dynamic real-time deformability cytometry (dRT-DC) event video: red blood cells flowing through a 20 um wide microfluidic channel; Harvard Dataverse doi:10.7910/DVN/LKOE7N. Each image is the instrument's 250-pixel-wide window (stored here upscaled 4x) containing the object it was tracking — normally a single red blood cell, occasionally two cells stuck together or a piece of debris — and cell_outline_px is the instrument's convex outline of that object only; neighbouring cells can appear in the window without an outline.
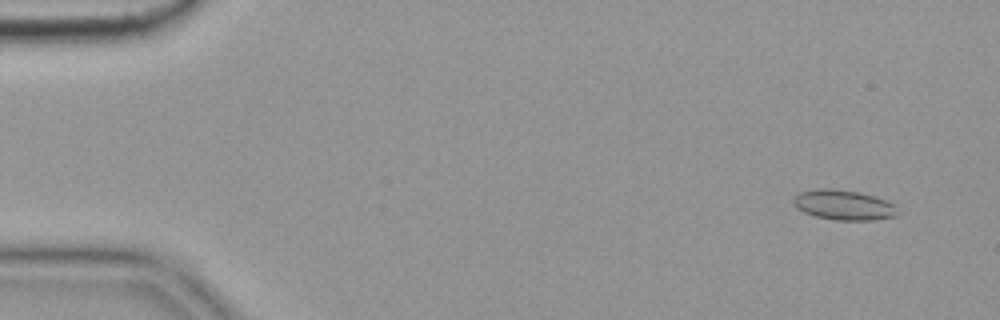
{"species": "common noctule bat (a hibernating species)", "species_latin": "Nyctalus noctula", "temperature_condition": "cold", "stored_images_in_passage": 55, "camera_frame_rate_fps": 3000, "um_per_image_px": 0.085, "animal": {"sex": "female", "body_mass_g": 19.9}, "frame": {"image": 1, "passage_image": 3, "time_ms": 0.667, "image_size_px": [1000, 320], "cell_outline_px": [[896, 216], [872, 220], [836, 220], [816, 216], [804, 212], [796, 208], [792, 200], [800, 192], [820, 188], [832, 188], [860, 192], [884, 200], [892, 204], [896, 212]], "centroid_in_image_um": [71.65, 17.42], "position_along_channel_um": 13.3, "area_um2": 17.92}}
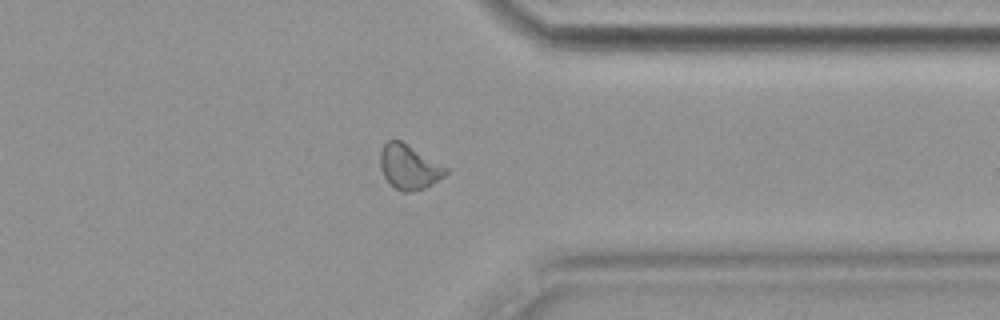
{"frame": {"image": 2, "passage_image": 43, "time_ms": 14.0, "image_size_px": [1000, 320], "cell_outline_px": [[448, 172], [444, 176], [432, 184], [424, 188], [408, 192], [404, 192], [396, 188], [384, 176], [380, 168], [380, 152], [384, 144], [388, 140], [400, 140], [448, 168]], "centroid_in_image_um": [34.76, 14.18], "position_along_channel_um": 376.6, "area_um2": 16.7}}
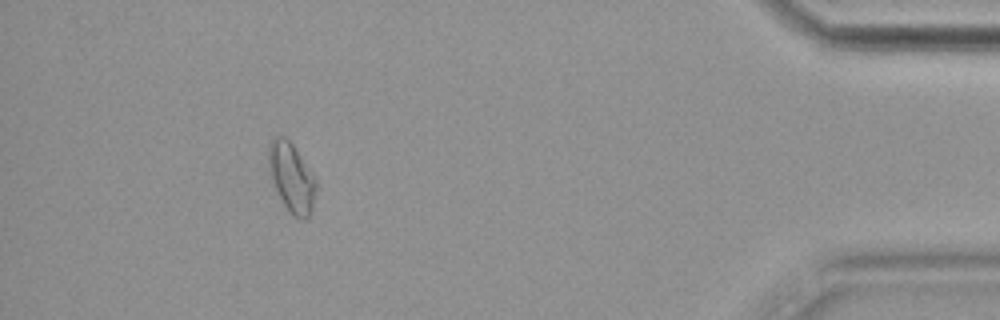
{"frame": {"image": 3, "passage_image": 50, "time_ms": 16.333, "image_size_px": [1000, 320], "cell_outline_px": [[316, 188], [312, 208], [308, 216], [304, 220], [300, 220], [284, 204], [268, 172], [268, 144], [272, 136], [284, 136], [292, 144], [316, 180]], "centroid_in_image_um": [24.75, 15.04], "position_along_channel_um": 410.5, "area_um2": 18.73}, "authors_computed_cell_mechanics": {"area_um2": 17.2244, "velocity_mm_per_s": 3.6246, "shape_relaxation_time_tau1_ms": 10.0624, "shape_relaxation_time_tau2_ms": 2.8467, "deformation_change_tau1": 0.0899, "deformation_change_tau2": 0.0659}}